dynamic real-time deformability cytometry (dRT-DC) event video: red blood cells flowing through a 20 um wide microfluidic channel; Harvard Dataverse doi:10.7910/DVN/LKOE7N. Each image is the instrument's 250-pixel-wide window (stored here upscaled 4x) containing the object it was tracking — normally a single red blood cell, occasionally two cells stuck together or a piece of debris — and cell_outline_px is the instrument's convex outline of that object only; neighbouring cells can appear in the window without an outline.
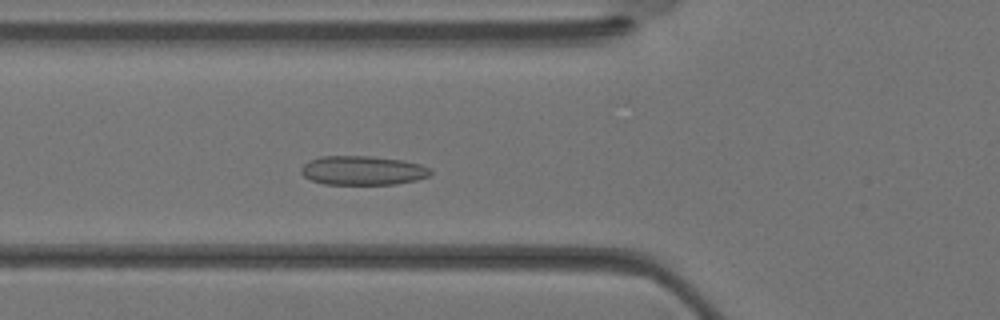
{"species": "Egyptian fruit bat (a non-hibernating species)", "species_latin": "Rousettus aegyptiacus", "temperature_condition": "warm", "stored_images_in_passage": 25, "camera_frame_rate_fps": 3000, "um_per_image_px": 0.085, "animal": {"sex": "female"}, "frame": {"image": 1, "passage_image": 2, "time_ms": 0.333, "image_size_px": [1000, 320], "cell_outline_px": [[432, 172], [428, 176], [416, 180], [396, 184], [324, 184], [312, 180], [304, 176], [300, 172], [300, 168], [308, 160], [320, 156], [372, 156], [404, 160], [420, 164], [428, 168]], "centroid_in_image_um": [30.8, 14.48], "position_along_channel_um": 95.0, "area_um2": 22.02}}
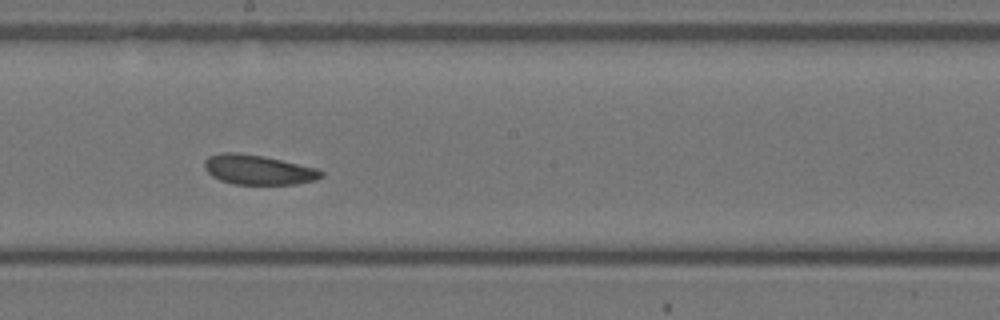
{"frame": {"image": 2, "passage_image": 9, "time_ms": 2.667, "image_size_px": [1000, 320], "cell_outline_px": [[324, 176], [316, 180], [296, 184], [232, 184], [220, 180], [212, 176], [204, 168], [204, 160], [208, 156], [220, 152], [240, 152], [264, 156], [316, 168], [324, 172]], "centroid_in_image_um": [21.93, 14.42], "position_along_channel_um": 226.3, "area_um2": 20.4}}
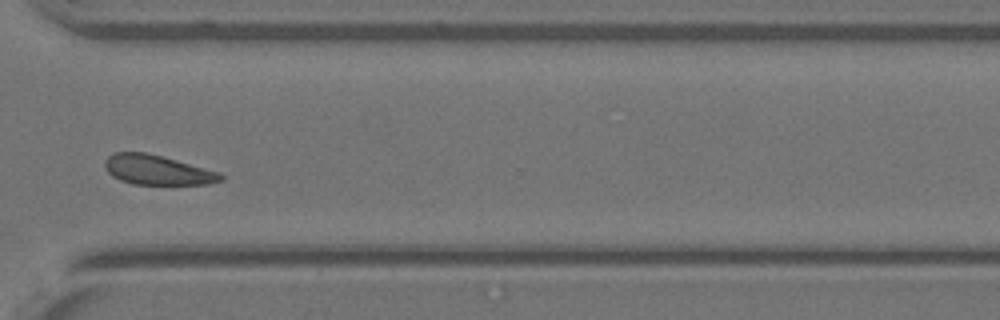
{"frame": {"image": 3, "passage_image": 16, "time_ms": 5.0, "image_size_px": [1000, 320], "cell_outline_px": [[224, 180], [208, 184], [132, 184], [120, 180], [112, 176], [104, 168], [104, 164], [108, 156], [116, 152], [144, 152], [160, 156], [220, 172], [224, 176]], "centroid_in_image_um": [13.36, 14.46], "position_along_channel_um": 357.2, "area_um2": 19.88}}